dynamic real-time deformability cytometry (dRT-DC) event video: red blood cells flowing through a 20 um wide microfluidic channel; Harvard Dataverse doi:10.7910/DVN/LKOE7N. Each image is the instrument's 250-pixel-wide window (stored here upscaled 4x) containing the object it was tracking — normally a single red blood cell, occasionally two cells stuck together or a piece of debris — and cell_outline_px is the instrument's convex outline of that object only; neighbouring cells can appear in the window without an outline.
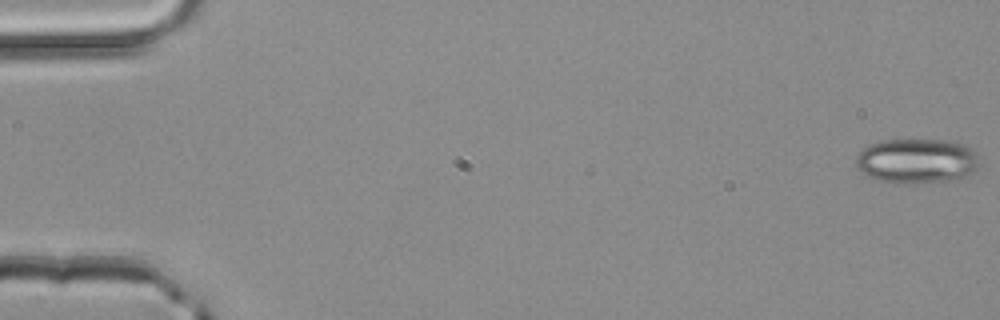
{"species": "common noctule bat (a hibernating species)", "species_latin": "Nyctalus noctula", "temperature_condition": "room temperature", "stored_images_in_passage": 51, "camera_frame_rate_fps": 3000, "um_per_image_px": 0.085, "animal": {"sex": "male", "body_mass_g": 20.4}, "frame": {"image": 1, "passage_image": 1, "time_ms": 0.0, "image_size_px": [1000, 320], "cell_outline_px": [[980, 164], [964, 180], [916, 184], [892, 184], [868, 176], [856, 164], [856, 156], [868, 144], [884, 140], [952, 140], [968, 144], [976, 152], [980, 160]], "centroid_in_image_um": [78.02, 13.7], "position_along_channel_um": 7.0, "area_um2": 33.18}}
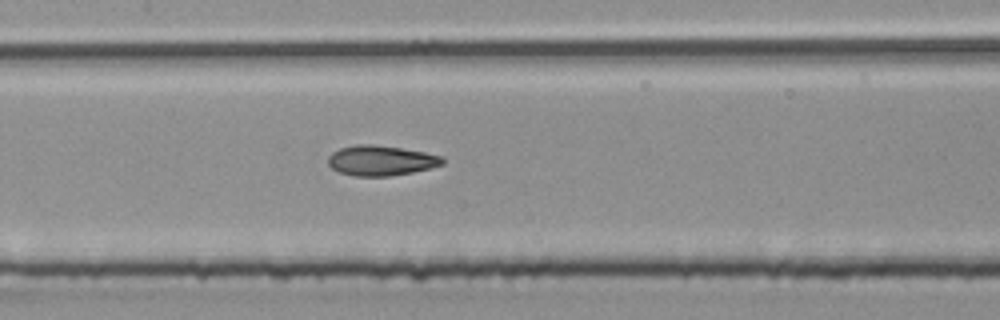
{"frame": {"image": 2, "passage_image": 25, "time_ms": 8.0, "image_size_px": [1000, 320], "cell_outline_px": [[444, 164], [412, 172], [392, 176], [356, 176], [340, 172], [332, 168], [328, 164], [328, 156], [332, 152], [340, 148], [356, 144], [372, 144], [400, 148], [424, 152], [444, 156]], "centroid_in_image_um": [32.38, 13.64], "position_along_channel_um": 175.0, "area_um2": 20.06}}
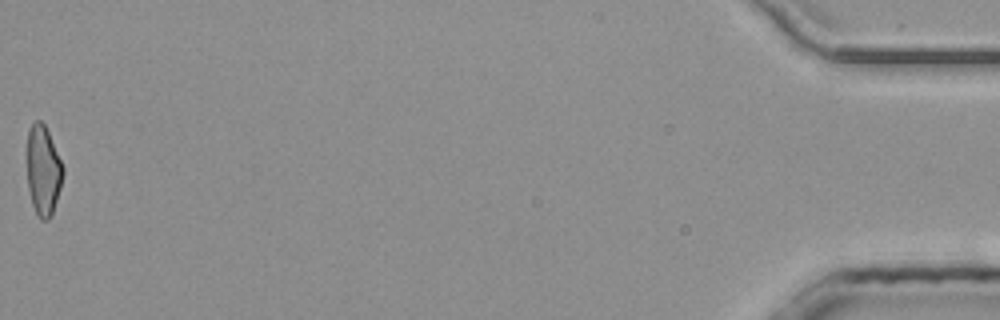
{"frame": {"image": 3, "passage_image": 51, "time_ms": 16.667, "image_size_px": [1000, 320], "cell_outline_px": [[64, 172], [60, 188], [52, 216], [48, 220], [40, 220], [36, 216], [32, 204], [28, 188], [28, 128], [36, 120], [40, 120], [44, 124], [48, 132], [64, 168]], "centroid_in_image_um": [3.68, 14.54], "position_along_channel_um": 431.5, "area_um2": 18.73}, "authors_computed_cell_mechanics": {"area_um2": 20.0566, "velocity_mm_per_s": 4.1755, "shape_relaxation_time_tau1_ms": 9.7438, "shape_relaxation_time_tau2_ms": 2.9608, "deformation_change_tau1": 0.2367, "deformation_change_tau2": 0.0893}}